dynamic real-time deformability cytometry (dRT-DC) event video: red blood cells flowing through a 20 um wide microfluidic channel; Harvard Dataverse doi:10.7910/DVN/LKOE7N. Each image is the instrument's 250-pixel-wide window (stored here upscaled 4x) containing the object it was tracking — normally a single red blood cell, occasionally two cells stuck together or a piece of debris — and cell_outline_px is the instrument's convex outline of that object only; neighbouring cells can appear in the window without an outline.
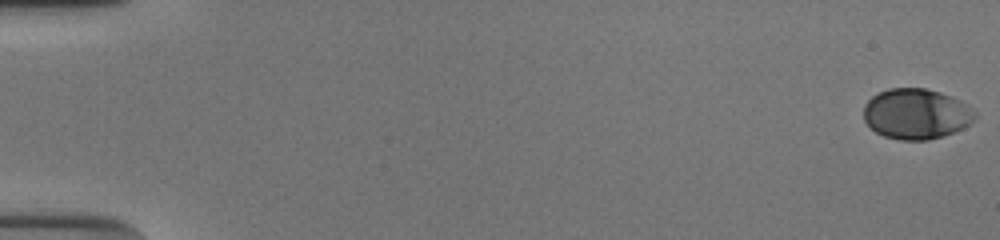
{"species": "human", "species_latin": "Homo sapiens", "temperature_condition": "cold", "stored_images_in_passage": 54, "camera_frame_rate_fps": 3000, "um_per_image_px": 0.085, "donor": {"sex": "male"}, "frame": {"image": 1, "passage_image": 1, "time_ms": 0.0, "image_size_px": [1000, 240], "cell_outline_px": [[976, 116], [964, 128], [928, 140], [900, 140], [884, 136], [876, 132], [864, 120], [864, 104], [872, 96], [888, 88], [924, 88], [940, 92], [952, 96], [968, 104], [976, 112]], "centroid_in_image_um": [77.88, 9.67], "position_along_channel_um": 7.1, "area_um2": 32.71}}
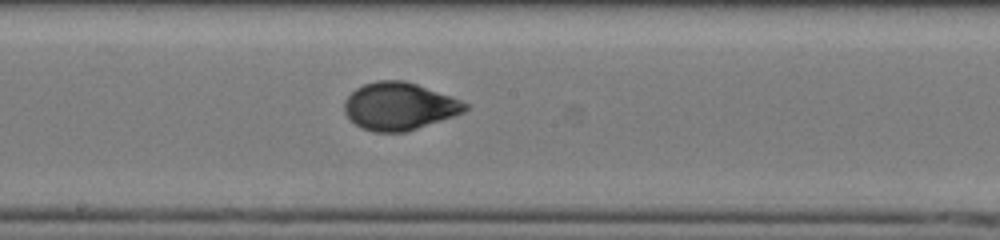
{"frame": {"image": 2, "passage_image": 31, "time_ms": 10.0, "image_size_px": [1000, 240], "cell_outline_px": [[468, 108], [464, 112], [456, 116], [404, 132], [372, 132], [360, 128], [344, 112], [344, 100], [356, 88], [364, 84], [376, 80], [404, 80], [452, 96], [468, 104]], "centroid_in_image_um": [33.94, 9.03], "position_along_channel_um": 214.3, "area_um2": 33.52}}
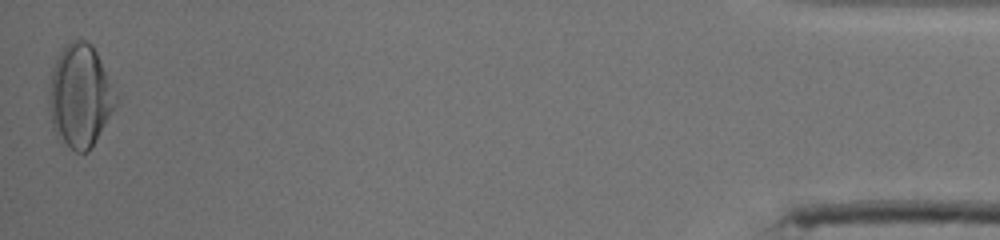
{"frame": {"image": 3, "passage_image": 54, "time_ms": 17.667, "image_size_px": [1000, 240], "cell_outline_px": [[120, 100], [88, 152], [76, 152], [60, 144], [52, 128], [48, 104], [48, 92], [52, 72], [60, 48], [64, 44], [72, 40], [84, 40], [92, 44]], "centroid_in_image_um": [6.78, 8.18], "position_along_channel_um": 428.4, "area_um2": 40.58}, "authors_computed_cell_mechanics": {"area_um2": 33.0327, "velocity_mm_per_s": 3.8715, "shape_relaxation_time_tau1_ms": 3.2372, "shape_relaxation_time_tau2_ms": 0.706, "deformation_change_tau1": 0.157, "deformation_change_tau2": 0.0371}}